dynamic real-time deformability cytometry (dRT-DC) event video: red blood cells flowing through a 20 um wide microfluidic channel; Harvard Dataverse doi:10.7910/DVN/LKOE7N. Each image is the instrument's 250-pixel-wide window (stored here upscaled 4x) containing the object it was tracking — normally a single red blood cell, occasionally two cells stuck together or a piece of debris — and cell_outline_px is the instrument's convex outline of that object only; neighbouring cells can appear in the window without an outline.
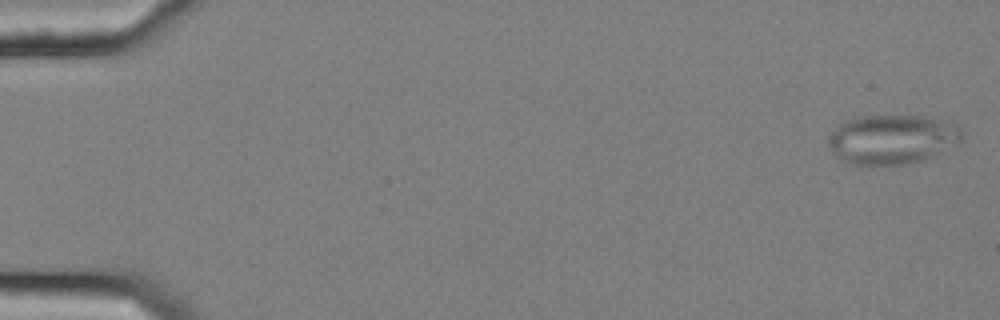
{"species": "common noctule bat (a hibernating species)", "species_latin": "Nyctalus noctula", "temperature_condition": "cold", "stored_images_in_passage": 56, "camera_frame_rate_fps": 3000, "um_per_image_px": 0.085, "animal": {"sex": "female", "body_mass_g": 25.1}, "frame": {"image": 1, "passage_image": 1, "time_ms": 0.0, "image_size_px": [1000, 320], "cell_outline_px": [[964, 140], [924, 160], [908, 164], [852, 164], [840, 160], [836, 156], [828, 144], [828, 136], [844, 120], [856, 116], [920, 116], [940, 120], [956, 124], [964, 128]], "centroid_in_image_um": [75.86, 11.83], "position_along_channel_um": 9.1, "area_um2": 38.61}}
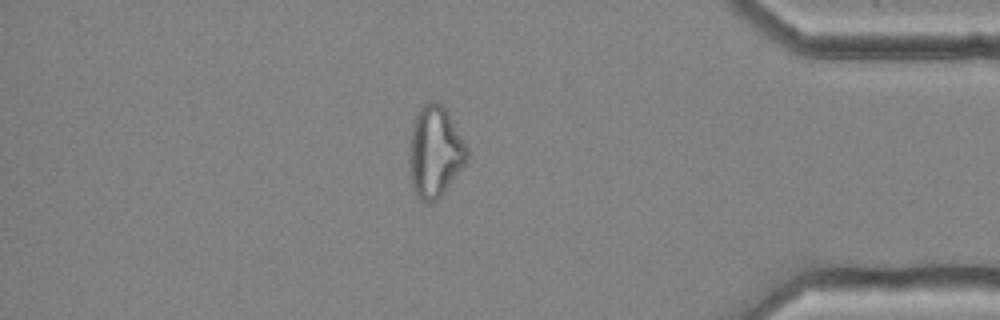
{"frame": {"image": 2, "passage_image": 48, "time_ms": 15.667, "image_size_px": [1000, 320], "cell_outline_px": [[468, 156], [464, 164], [440, 196], [436, 200], [428, 204], [420, 200], [416, 196], [412, 188], [408, 160], [408, 156], [412, 124], [420, 108], [424, 104], [432, 100], [436, 100], [448, 112], [468, 148]], "centroid_in_image_um": [36.93, 12.91], "position_along_channel_um": 398.3, "area_um2": 30.63}}